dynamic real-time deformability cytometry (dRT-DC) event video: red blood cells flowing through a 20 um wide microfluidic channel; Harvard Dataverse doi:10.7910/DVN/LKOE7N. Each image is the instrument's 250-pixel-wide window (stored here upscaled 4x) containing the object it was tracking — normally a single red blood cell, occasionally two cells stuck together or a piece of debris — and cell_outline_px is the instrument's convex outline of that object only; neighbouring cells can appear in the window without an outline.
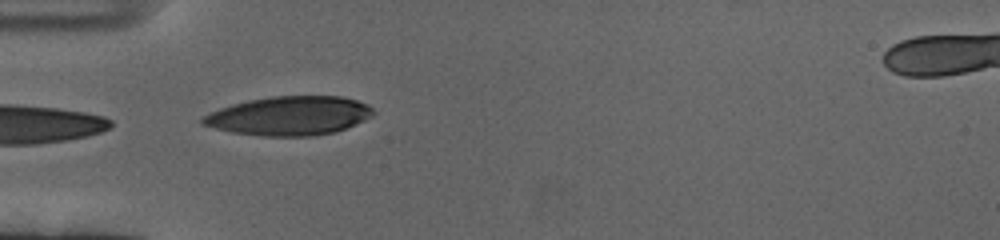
{"species": "human", "species_latin": "Homo sapiens", "temperature_condition": "cold", "stored_images_in_passage": 8, "camera_frame_rate_fps": 3000, "um_per_image_px": 0.085, "donor": {"sex": "female"}, "frame": {"image": 1, "passage_image": 1, "time_ms": 0.0, "image_size_px": [1000, 240], "cell_outline_px": [[364, 108], [356, 120], [340, 128], [324, 128], [236, 108], [244, 104], [268, 100], [304, 96], [312, 96], [348, 100], [360, 104]], "centroid_in_image_um": [26.31, 9.39], "position_along_channel_um": 58.7, "area_um2": 18.5}}